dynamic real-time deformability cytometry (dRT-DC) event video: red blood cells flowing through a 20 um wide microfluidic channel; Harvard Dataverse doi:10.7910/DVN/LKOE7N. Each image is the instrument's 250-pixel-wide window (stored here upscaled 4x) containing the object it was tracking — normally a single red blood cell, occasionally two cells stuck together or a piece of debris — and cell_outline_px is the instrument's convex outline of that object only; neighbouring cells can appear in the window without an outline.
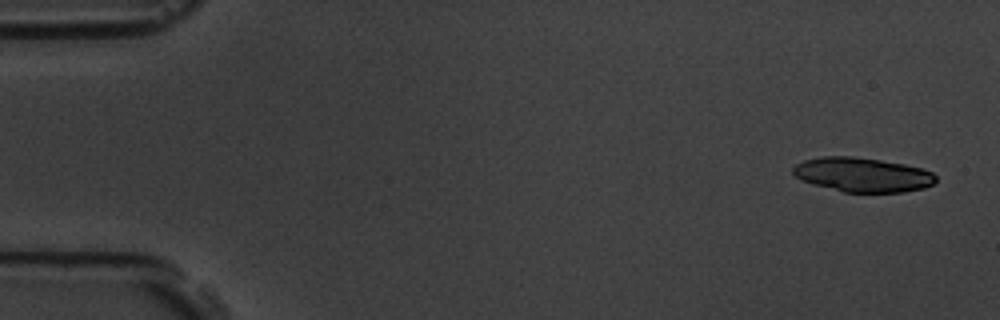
{"species": "common noctule bat (a hibernating species)", "species_latin": "Nyctalus noctula", "temperature_condition": "room temperature", "stored_images_in_passage": 4, "camera_frame_rate_fps": 3000, "um_per_image_px": 0.085, "animal": {"sex": "male", "body_mass_g": 19.5, "forearm_length_mm": 54.6}, "frame": {"image": 1, "passage_image": 1, "time_ms": 0.0, "image_size_px": [1000, 320], "cell_outline_px": [[936, 180], [932, 184], [924, 188], [904, 192], [844, 192], [812, 184], [800, 180], [792, 172], [792, 168], [796, 164], [804, 160], [820, 156], [852, 156], [880, 160], [904, 164], [920, 168], [932, 172], [936, 176]], "centroid_in_image_um": [73.29, 14.85], "position_along_channel_um": 11.7, "area_um2": 28.61}}